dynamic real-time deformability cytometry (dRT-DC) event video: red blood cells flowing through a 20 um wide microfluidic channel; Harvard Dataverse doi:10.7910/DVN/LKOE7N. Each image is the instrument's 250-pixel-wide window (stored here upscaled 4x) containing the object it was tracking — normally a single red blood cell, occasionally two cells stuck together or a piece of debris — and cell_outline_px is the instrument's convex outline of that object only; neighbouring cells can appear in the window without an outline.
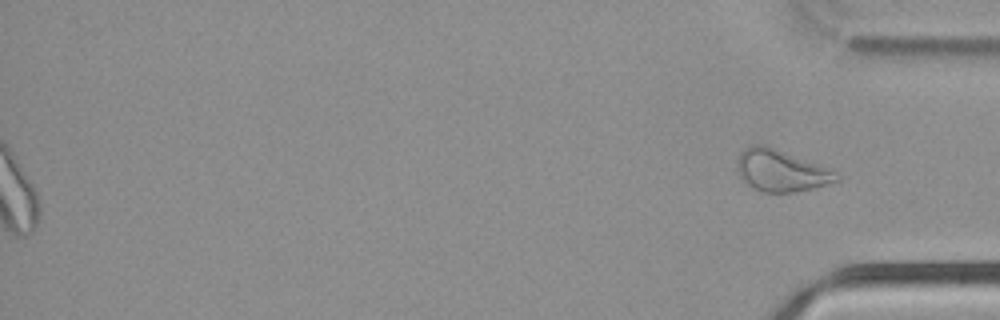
{"species": "common noctule bat (a hibernating species)", "species_latin": "Nyctalus noctula", "temperature_condition": "cold", "stored_images_in_passage": 52, "segment_of_instrument_passage": [2, 2], "camera_frame_rate_fps": 3000, "um_per_image_px": 0.085, "animal": {"sex": "male", "body_mass_g": 21.5, "forearm_length_mm": 52.0}, "frame": {"image": 1, "passage_image": 52, "time_ms": 17.0, "image_size_px": [1000, 320], "cell_outline_px": [[840, 180], [812, 188], [796, 192], [760, 192], [744, 184], [740, 176], [736, 164], [740, 152], [748, 144], [768, 144], [820, 164], [840, 176]], "centroid_in_image_um": [66.33, 14.47], "position_along_channel_um": 368.9, "area_um2": 24.62}}